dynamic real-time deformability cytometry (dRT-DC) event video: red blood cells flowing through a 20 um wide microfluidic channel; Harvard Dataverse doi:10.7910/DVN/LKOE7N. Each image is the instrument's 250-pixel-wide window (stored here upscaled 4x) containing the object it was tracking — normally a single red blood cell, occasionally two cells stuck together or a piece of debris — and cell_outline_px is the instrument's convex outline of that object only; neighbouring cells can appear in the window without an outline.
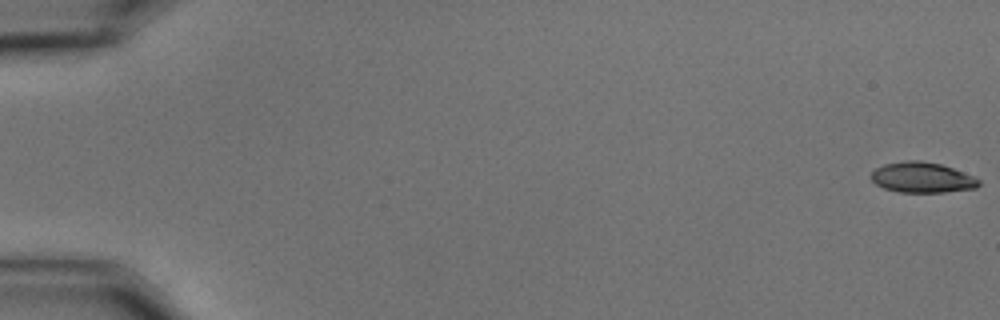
{"species": "common noctule bat (a hibernating species)", "species_latin": "Nyctalus noctula", "temperature_condition": "cold", "stored_images_in_passage": 59, "camera_frame_rate_fps": 3000, "um_per_image_px": 0.085, "animal": {"sex": "male", "body_mass_g": 15.6}, "frame": {"image": 1, "passage_image": 1, "time_ms": 0.0, "image_size_px": [1000, 320], "cell_outline_px": [[980, 184], [976, 188], [944, 192], [900, 192], [884, 188], [876, 184], [872, 180], [872, 172], [876, 168], [884, 164], [904, 160], [920, 160], [940, 164], [976, 176], [980, 180]], "centroid_in_image_um": [78.41, 15.08], "position_along_channel_um": 6.6, "area_um2": 19.13}}
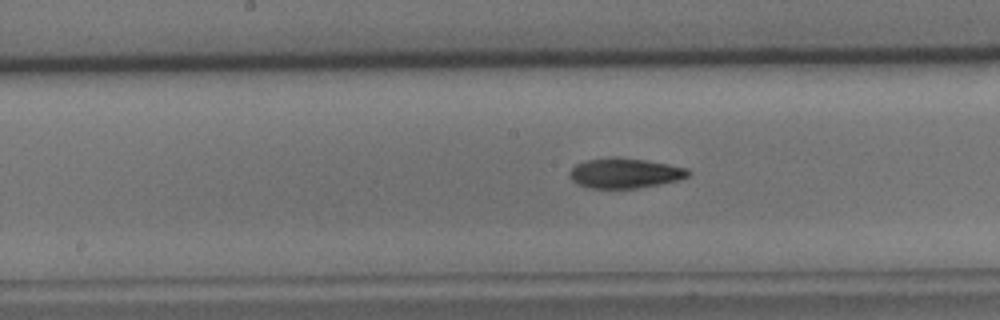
{"frame": {"image": 2, "passage_image": 31, "time_ms": 10.0, "image_size_px": [1000, 320], "cell_outline_px": [[692, 172], [688, 176], [680, 180], [660, 184], [636, 188], [588, 188], [576, 184], [568, 176], [568, 172], [576, 164], [584, 160], [608, 156], [616, 156], [644, 160], [668, 164], [688, 168]], "centroid_in_image_um": [53.08, 14.7], "position_along_channel_um": 195.1, "area_um2": 21.15}}
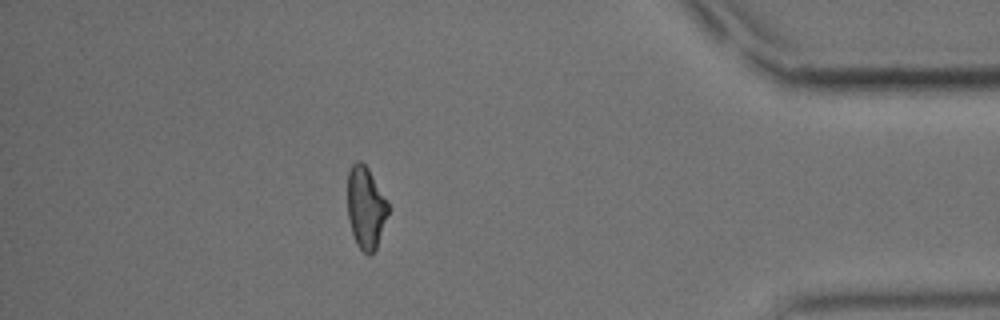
{"frame": {"image": 3, "passage_image": 52, "time_ms": 17.0, "image_size_px": [1000, 320], "cell_outline_px": [[392, 208], [376, 248], [368, 256], [356, 244], [352, 232], [348, 216], [348, 172], [352, 164], [356, 160], [360, 160], [368, 168], [388, 200]], "centroid_in_image_um": [31.13, 17.64], "position_along_channel_um": 404.1, "area_um2": 19.83}, "authors_computed_cell_mechanics": {"area_um2": 20.23, "velocity_mm_per_s": 3.5161, "shape_relaxation_time_tau1_ms": 5.0462, "shape_relaxation_time_tau2_ms": 7.9238, "deformation_change_tau1": 0.1616, "deformation_change_tau2": 0.1719}}